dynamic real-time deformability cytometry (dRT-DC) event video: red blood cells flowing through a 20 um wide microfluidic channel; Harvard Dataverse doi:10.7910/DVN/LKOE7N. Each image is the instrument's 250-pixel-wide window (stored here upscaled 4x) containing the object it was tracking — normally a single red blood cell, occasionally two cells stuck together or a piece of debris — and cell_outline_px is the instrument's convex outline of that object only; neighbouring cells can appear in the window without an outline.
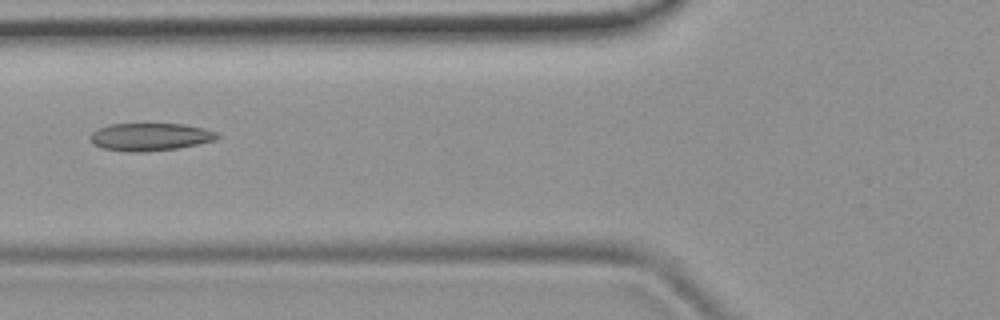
{"species": "common noctule bat (a hibernating species)", "species_latin": "Nyctalus noctula", "temperature_condition": "room temperature", "stored_images_in_passage": 2, "camera_frame_rate_fps": 3000, "um_per_image_px": 0.085, "animal": {"sex": "female", "body_mass_g": 19.9}, "frame": {"image": 1, "passage_image": 2, "time_ms": 1.0, "image_size_px": [1000, 320], "cell_outline_px": [[220, 136], [216, 140], [176, 148], [148, 152], [124, 152], [104, 148], [92, 144], [88, 136], [96, 128], [108, 124], [184, 124], [204, 128], [216, 132]], "centroid_in_image_um": [12.7, 11.63], "position_along_channel_um": 113.1, "area_um2": 20.69}}